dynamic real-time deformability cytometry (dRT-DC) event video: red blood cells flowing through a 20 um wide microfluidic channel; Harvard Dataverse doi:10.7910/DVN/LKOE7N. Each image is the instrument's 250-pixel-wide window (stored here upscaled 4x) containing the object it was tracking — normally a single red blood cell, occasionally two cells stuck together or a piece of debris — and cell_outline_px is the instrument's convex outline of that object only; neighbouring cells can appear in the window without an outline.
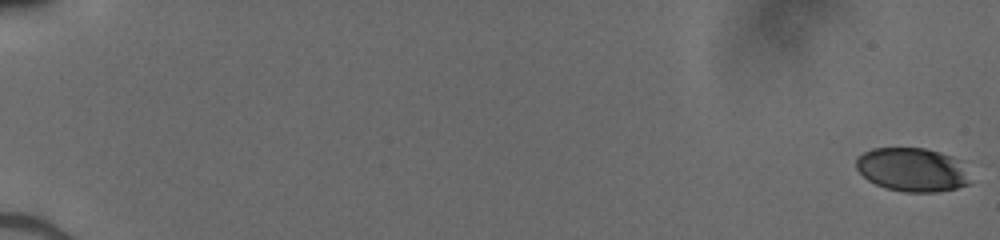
{"species": "human", "species_latin": "Homo sapiens", "temperature_condition": "cold", "stored_images_in_passage": 53, "camera_frame_rate_fps": 3000, "um_per_image_px": 0.085, "donor": {"sex": "male"}, "frame": {"image": 1, "passage_image": 1, "time_ms": 0.0, "image_size_px": [1000, 240], "cell_outline_px": [[972, 184], [956, 188], [936, 192], [904, 192], [888, 188], [876, 184], [868, 180], [856, 168], [856, 160], [864, 152], [872, 148], [924, 148], [940, 152], [952, 156]], "centroid_in_image_um": [77.49, 14.43], "position_along_channel_um": 7.5, "area_um2": 28.5}}
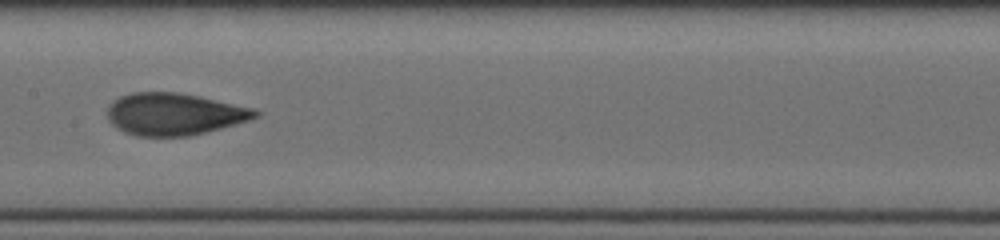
{"frame": {"image": 2, "passage_image": 30, "time_ms": 9.667, "image_size_px": [1000, 240], "cell_outline_px": [[260, 116], [248, 120], [220, 128], [188, 136], [136, 136], [124, 132], [112, 124], [108, 120], [108, 108], [120, 96], [132, 92], [180, 92], [200, 96], [252, 108], [260, 112]], "centroid_in_image_um": [14.8, 9.69], "position_along_channel_um": 192.6, "area_um2": 36.01}}
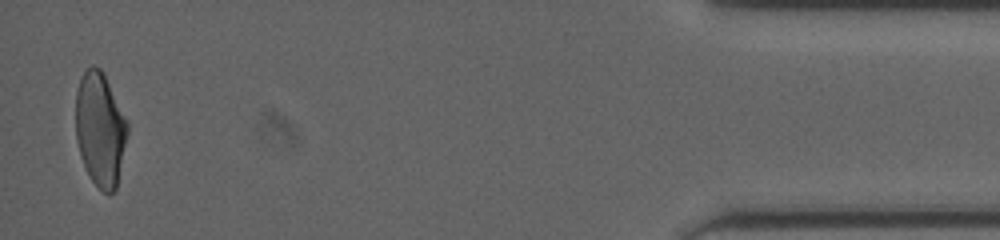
{"frame": {"image": 3, "passage_image": 52, "time_ms": 17.0, "image_size_px": [1000, 240], "cell_outline_px": [[128, 132], [116, 188], [108, 196], [92, 180], [80, 156], [76, 140], [76, 92], [80, 80], [84, 72], [92, 64], [100, 68], [104, 72], [128, 124]], "centroid_in_image_um": [8.51, 10.97], "position_along_channel_um": 426.7, "area_um2": 34.1}}